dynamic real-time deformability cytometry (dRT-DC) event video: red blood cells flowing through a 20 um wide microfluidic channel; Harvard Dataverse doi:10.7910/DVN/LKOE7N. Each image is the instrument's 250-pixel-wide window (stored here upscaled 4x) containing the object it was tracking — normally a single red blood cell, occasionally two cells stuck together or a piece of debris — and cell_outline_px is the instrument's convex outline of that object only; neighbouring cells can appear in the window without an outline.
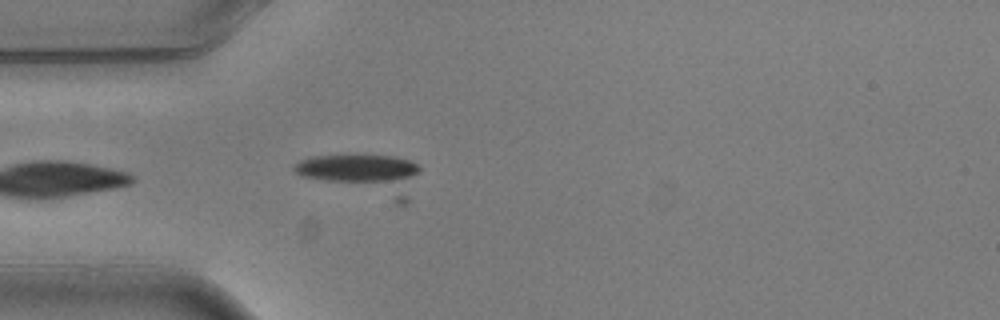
{"species": "common noctule bat (a hibernating species)", "species_latin": "Nyctalus noctula", "temperature_condition": "warm", "stored_images_in_passage": 4, "camera_frame_rate_fps": 3000, "um_per_image_px": 0.085, "animal": {"sex": "male", "body_mass_g": 20.5, "forearm_length_mm": 52.5}, "frame": {"image": 1, "passage_image": 4, "time_ms": 1.0, "image_size_px": [1000, 320], "cell_outline_px": [[420, 172], [408, 204], [396, 204], [300, 176], [292, 168], [300, 160], [312, 156], [392, 156], [408, 160], [420, 164]], "centroid_in_image_um": [30.99, 14.89], "position_along_channel_um": 54.0, "area_um2": 30.06}}